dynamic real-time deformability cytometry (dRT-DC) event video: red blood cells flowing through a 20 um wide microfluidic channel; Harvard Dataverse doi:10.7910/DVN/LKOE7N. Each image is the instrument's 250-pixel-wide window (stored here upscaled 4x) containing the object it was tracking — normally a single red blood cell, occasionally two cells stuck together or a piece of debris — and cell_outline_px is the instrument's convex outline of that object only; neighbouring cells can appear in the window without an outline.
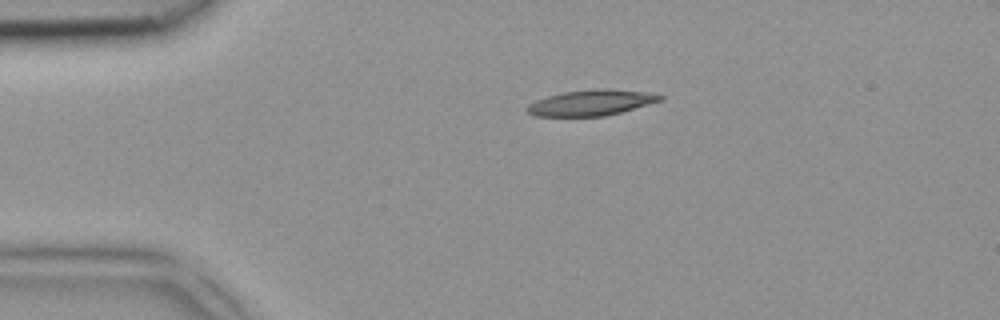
{"species": "common noctule bat (a hibernating species)", "species_latin": "Nyctalus noctula", "temperature_condition": "room temperature", "stored_images_in_passage": 2, "camera_frame_rate_fps": 3000, "um_per_image_px": 0.085, "animal": {"sex": "female", "body_mass_g": 18.4}, "frame": {"image": 1, "passage_image": 1, "time_ms": 0.0, "image_size_px": [1000, 320], "cell_outline_px": [[664, 96], [660, 100], [648, 104], [620, 112], [604, 116], [536, 116], [528, 112], [524, 108], [528, 104], [536, 100], [548, 96], [564, 92], [592, 88], [608, 88], [648, 92]], "centroid_in_image_um": [50.22, 8.72], "position_along_channel_um": 34.8, "area_um2": 19.88}}